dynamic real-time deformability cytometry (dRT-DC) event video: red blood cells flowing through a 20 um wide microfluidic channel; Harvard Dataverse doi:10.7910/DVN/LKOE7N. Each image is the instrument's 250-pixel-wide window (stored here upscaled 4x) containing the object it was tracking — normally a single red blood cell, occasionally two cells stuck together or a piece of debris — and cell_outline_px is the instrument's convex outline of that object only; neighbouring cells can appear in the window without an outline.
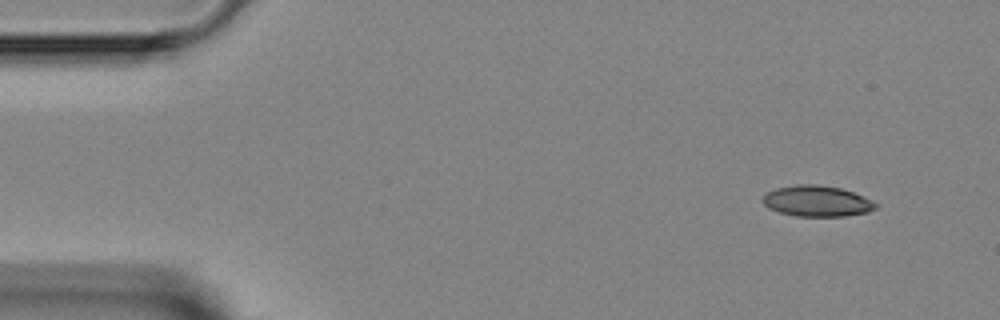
{"species": "Egyptian fruit bat (a non-hibernating species)", "species_latin": "Rousettus aegyptiacus", "temperature_condition": "room temperature", "stored_images_in_passage": 5, "camera_frame_rate_fps": 3000, "um_per_image_px": 0.085, "animal": {"sex": "female"}, "frame": {"image": 1, "passage_image": 1, "time_ms": 0.0, "image_size_px": [1000, 320], "cell_outline_px": [[880, 204], [876, 208], [868, 212], [844, 216], [796, 216], [780, 212], [768, 208], [760, 200], [768, 192], [776, 188], [796, 184], [816, 184], [840, 188], [864, 196]], "centroid_in_image_um": [69.45, 17.09], "position_along_channel_um": 15.5, "area_um2": 20.4}}
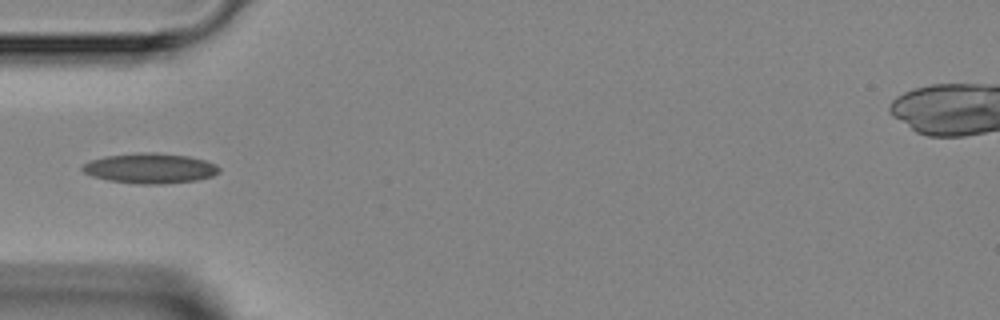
{"frame": {"image": 2, "passage_image": 4, "time_ms": 3.667, "image_size_px": [1000, 320], "cell_outline_px": [[220, 172], [212, 176], [196, 180], [160, 184], [136, 184], [108, 180], [92, 176], [84, 172], [80, 168], [84, 164], [92, 160], [104, 156], [136, 152], [156, 152], [188, 156], [204, 160], [216, 164], [220, 168]], "centroid_in_image_um": [12.75, 14.3], "position_along_channel_um": 72.2, "area_um2": 24.1}}
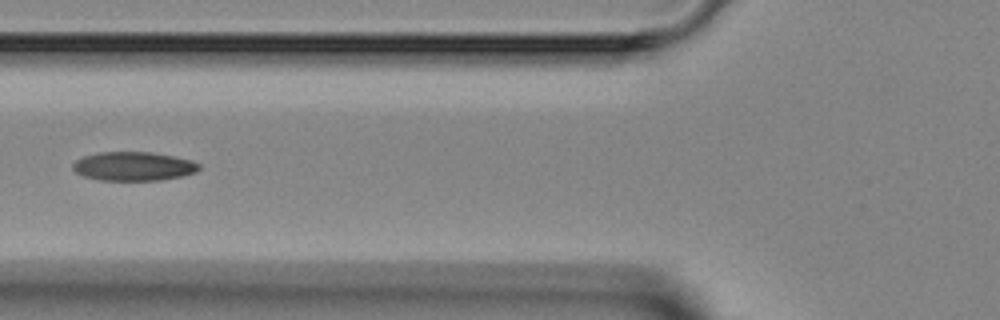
{"frame": {"image": 3, "passage_image": 5, "time_ms": 4.667, "image_size_px": [1000, 320], "cell_outline_px": [[200, 168], [196, 172], [180, 176], [160, 180], [96, 180], [84, 176], [76, 172], [72, 168], [72, 164], [76, 160], [84, 156], [100, 152], [152, 152], [192, 160], [200, 164]], "centroid_in_image_um": [11.34, 14.13], "position_along_channel_um": 114.5, "area_um2": 21.21}}